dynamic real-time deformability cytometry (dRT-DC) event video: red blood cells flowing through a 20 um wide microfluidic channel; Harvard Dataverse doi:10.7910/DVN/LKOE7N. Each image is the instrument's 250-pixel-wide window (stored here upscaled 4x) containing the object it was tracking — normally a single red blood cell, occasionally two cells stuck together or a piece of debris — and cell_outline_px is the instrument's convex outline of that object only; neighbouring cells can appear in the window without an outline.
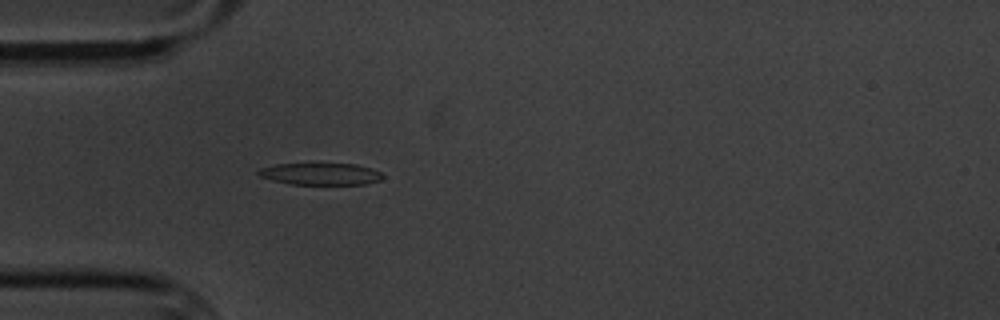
{"species": "common noctule bat (a hibernating species)", "species_latin": "Nyctalus noctula", "temperature_condition": "cold", "stored_images_in_passage": 1, "camera_frame_rate_fps": 3000, "um_per_image_px": 0.085, "animal": {"sex": "male", "body_mass_g": 20.1, "forearm_length_mm": 53.5}, "frame": {"image": 1, "passage_image": 1, "time_ms": 0.0, "image_size_px": [1000, 320], "cell_outline_px": [[384, 176], [380, 180], [364, 184], [292, 184], [272, 180], [260, 176], [256, 172], [260, 168], [276, 164], [356, 164], [372, 168], [380, 172]], "centroid_in_image_um": [27.25, 14.78], "position_along_channel_um": 57.7, "area_um2": 15.72}}